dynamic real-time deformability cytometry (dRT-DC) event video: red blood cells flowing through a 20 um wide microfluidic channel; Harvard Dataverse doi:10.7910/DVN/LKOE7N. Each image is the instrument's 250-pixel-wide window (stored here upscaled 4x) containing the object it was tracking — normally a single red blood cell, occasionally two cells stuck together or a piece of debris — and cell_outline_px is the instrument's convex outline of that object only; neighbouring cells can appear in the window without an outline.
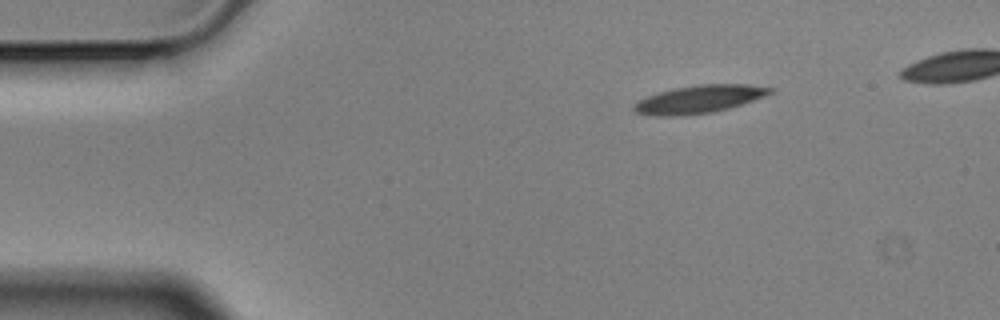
{"species": "Egyptian fruit bat (a non-hibernating species)", "species_latin": "Rousettus aegyptiacus", "temperature_condition": "cold", "stored_images_in_passage": 3, "camera_frame_rate_fps": 3000, "um_per_image_px": 0.085, "animal": {"sex": "male"}, "frame": {"image": 1, "passage_image": 1, "time_ms": 0.0, "image_size_px": [1000, 320], "cell_outline_px": [[776, 92], [716, 112], [676, 116], [656, 116], [636, 112], [632, 108], [632, 104], [636, 100], [660, 92], [676, 88], [700, 84], [748, 84], [776, 88]], "centroid_in_image_um": [59.44, 8.43], "position_along_channel_um": 25.6, "area_um2": 22.14}}